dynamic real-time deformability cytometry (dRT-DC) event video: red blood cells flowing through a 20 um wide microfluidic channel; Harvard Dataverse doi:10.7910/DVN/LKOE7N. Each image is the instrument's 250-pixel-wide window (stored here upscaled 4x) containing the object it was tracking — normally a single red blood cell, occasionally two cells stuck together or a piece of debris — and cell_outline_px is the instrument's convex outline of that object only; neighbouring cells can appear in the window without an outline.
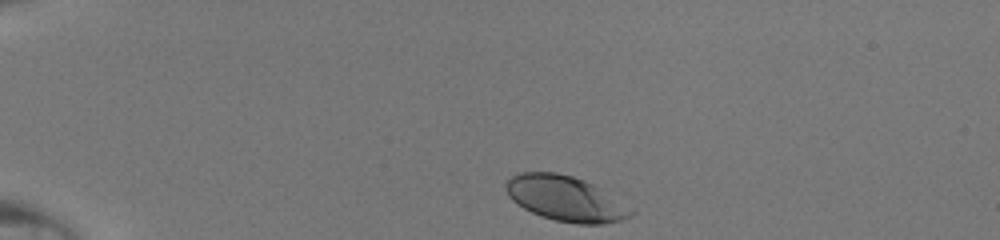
{"species": "human", "species_latin": "Homo sapiens", "temperature_condition": "room temperature", "stored_images_in_passage": 34, "camera_frame_rate_fps": 3000, "um_per_image_px": 0.085, "donor": {"sex": "male"}, "frame": {"image": 1, "passage_image": 1, "time_ms": 0.0, "image_size_px": [1000, 240], "cell_outline_px": [[636, 212], [632, 216], [620, 220], [600, 224], [576, 224], [556, 220], [540, 216], [524, 208], [512, 200], [508, 196], [508, 180], [512, 176], [520, 172], [556, 172], [572, 176], [584, 180], [592, 184]], "centroid_in_image_um": [48.05, 16.88], "position_along_channel_um": 36.9, "area_um2": 32.25}}
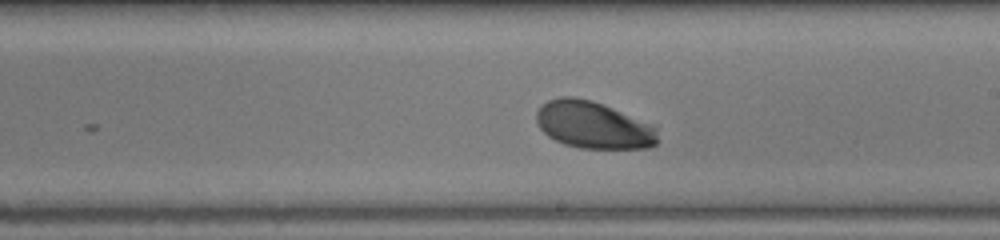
{"frame": {"image": 2, "passage_image": 20, "time_ms": 6.333, "image_size_px": [1000, 240], "cell_outline_px": [[656, 144], [648, 148], [580, 148], [564, 144], [548, 136], [540, 128], [536, 120], [536, 112], [548, 100], [560, 96], [572, 96], [592, 100], [612, 108], [656, 128]], "centroid_in_image_um": [50.37, 10.63], "position_along_channel_um": 238.6, "area_um2": 32.71}}
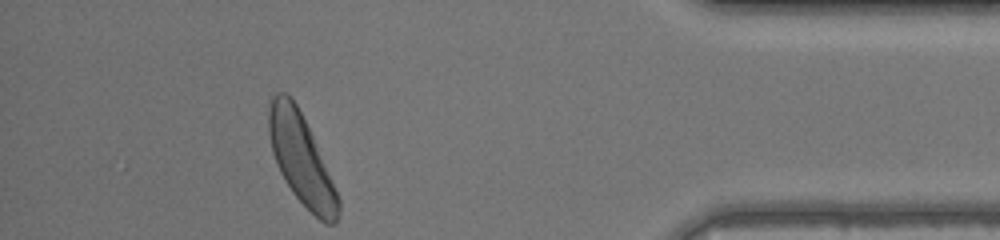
{"frame": {"image": 3, "passage_image": 34, "time_ms": 11.0, "image_size_px": [1000, 240], "cell_outline_px": [[340, 216], [336, 224], [324, 224], [292, 192], [284, 180], [276, 164], [272, 152], [268, 132], [268, 108], [272, 96], [276, 92], [284, 92], [296, 104], [312, 136], [340, 200]], "centroid_in_image_um": [25.58, 13.56], "position_along_channel_um": 409.6, "area_um2": 35.89}}